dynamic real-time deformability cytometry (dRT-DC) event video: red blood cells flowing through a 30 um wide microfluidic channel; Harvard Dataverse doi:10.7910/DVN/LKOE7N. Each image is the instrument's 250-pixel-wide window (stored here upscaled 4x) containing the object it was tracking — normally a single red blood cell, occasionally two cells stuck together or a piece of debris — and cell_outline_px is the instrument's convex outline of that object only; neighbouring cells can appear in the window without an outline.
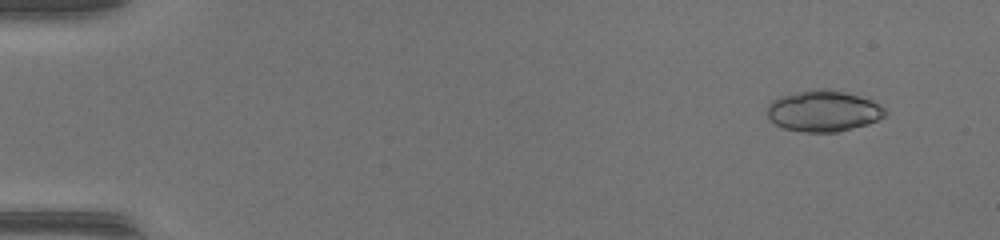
{"species": "common noctule bat (a hibernating species)", "species_latin": "Nyctalus noctula", "temperature_condition": "warm", "stored_images_in_passage": 51, "camera_frame_rate_fps": 3000, "um_per_image_px": 0.085, "animal": {"sex": "female", "body_mass_g": 17.0, "forearm_length_mm": 48.0}, "frame": {"image": 1, "passage_image": 5, "time_ms": 1.333, "image_size_px": [1000, 240], "cell_outline_px": [[888, 112], [884, 116], [868, 124], [836, 132], [804, 132], [784, 128], [776, 124], [768, 116], [768, 104], [772, 100], [780, 96], [796, 92], [816, 88], [824, 88], [844, 92], [872, 100], [880, 104]], "centroid_in_image_um": [69.99, 9.43], "position_along_channel_um": 15.0, "area_um2": 28.15}}
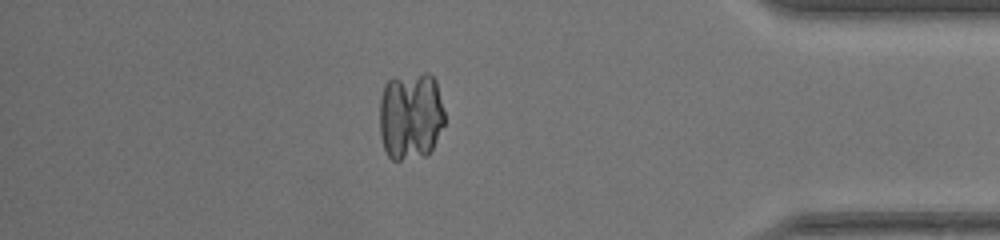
{"frame": {"image": 2, "passage_image": 45, "time_ms": 14.667, "image_size_px": [1000, 240], "cell_outline_px": [[444, 124], [432, 148], [424, 156], [400, 160], [392, 160], [388, 156], [384, 148], [380, 136], [380, 96], [384, 84], [392, 76], [424, 72], [428, 72], [436, 80], [444, 112]], "centroid_in_image_um": [34.88, 9.81], "position_along_channel_um": 400.3, "area_um2": 33.93}}